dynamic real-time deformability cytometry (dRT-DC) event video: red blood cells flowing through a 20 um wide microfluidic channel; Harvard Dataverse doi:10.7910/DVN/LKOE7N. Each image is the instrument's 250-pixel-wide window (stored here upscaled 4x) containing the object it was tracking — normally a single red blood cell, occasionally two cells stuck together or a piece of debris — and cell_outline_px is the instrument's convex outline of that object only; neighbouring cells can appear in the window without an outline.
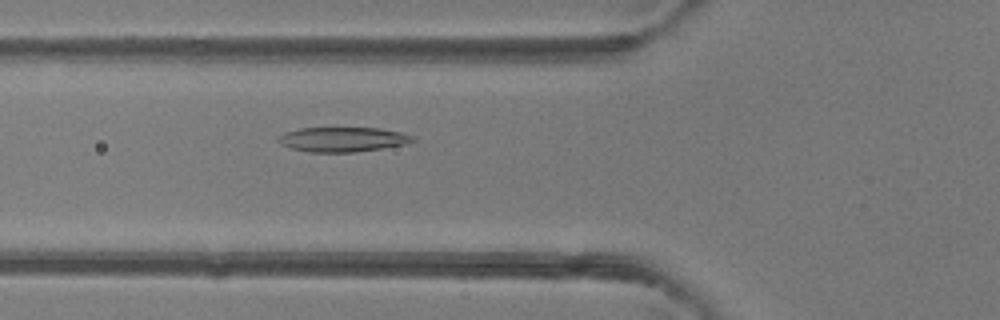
{"species": "common noctule bat (a hibernating species)", "species_latin": "Nyctalus noctula", "temperature_condition": "room temperature", "stored_images_in_passage": 34, "camera_frame_rate_fps": 3000, "um_per_image_px": 0.085, "animal": {"sex": "female"}, "frame": {"image": 1, "passage_image": 3, "time_ms": 0.667, "image_size_px": [1000, 320], "cell_outline_px": [[416, 140], [408, 144], [356, 152], [308, 152], [292, 148], [280, 144], [276, 140], [276, 136], [284, 132], [300, 128], [380, 128], [400, 132], [412, 136]], "centroid_in_image_um": [29.1, 11.85], "position_along_channel_um": 96.7, "area_um2": 19.48}}
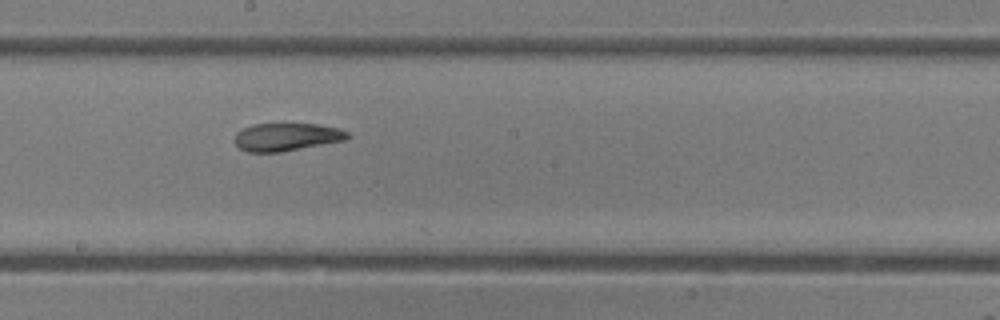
{"frame": {"image": 2, "passage_image": 12, "time_ms": 3.667, "image_size_px": [1000, 320], "cell_outline_px": [[352, 136], [348, 140], [280, 152], [248, 152], [240, 148], [236, 144], [236, 132], [252, 124], [316, 124], [340, 128], [348, 132]], "centroid_in_image_um": [24.43, 11.64], "position_along_channel_um": 223.8, "area_um2": 18.38}}
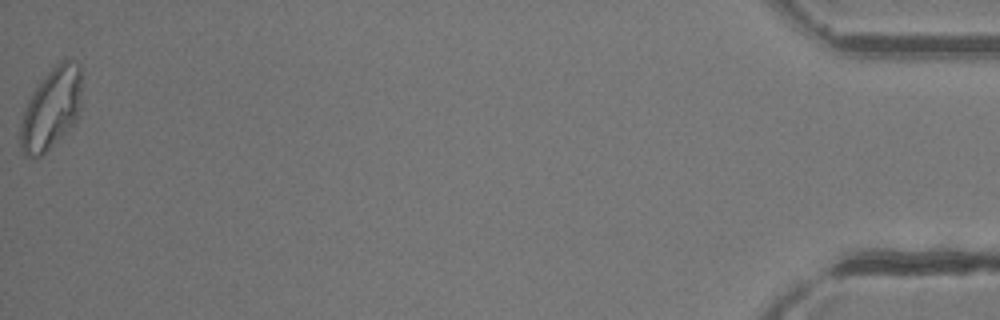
{"frame": {"image": 3, "passage_image": 34, "time_ms": 11.0, "image_size_px": [1000, 320], "cell_outline_px": [[80, 108], [76, 124], [36, 160], [24, 156], [20, 144], [20, 124], [28, 100], [44, 76], [60, 60], [68, 56], [76, 60], [80, 64]], "centroid_in_image_um": [4.37, 9.24], "position_along_channel_um": 430.8, "area_um2": 29.42}, "authors_computed_cell_mechanics": {"area_um2": 19.652, "velocity_mm_per_s": 4.2247, "shape_relaxation_time_tau1_ms": 5.6314, "shape_relaxation_time_tau2_ms": 1.1584, "deformation_change_tau1": 0.1801, "deformation_change_tau2": 0.056}}